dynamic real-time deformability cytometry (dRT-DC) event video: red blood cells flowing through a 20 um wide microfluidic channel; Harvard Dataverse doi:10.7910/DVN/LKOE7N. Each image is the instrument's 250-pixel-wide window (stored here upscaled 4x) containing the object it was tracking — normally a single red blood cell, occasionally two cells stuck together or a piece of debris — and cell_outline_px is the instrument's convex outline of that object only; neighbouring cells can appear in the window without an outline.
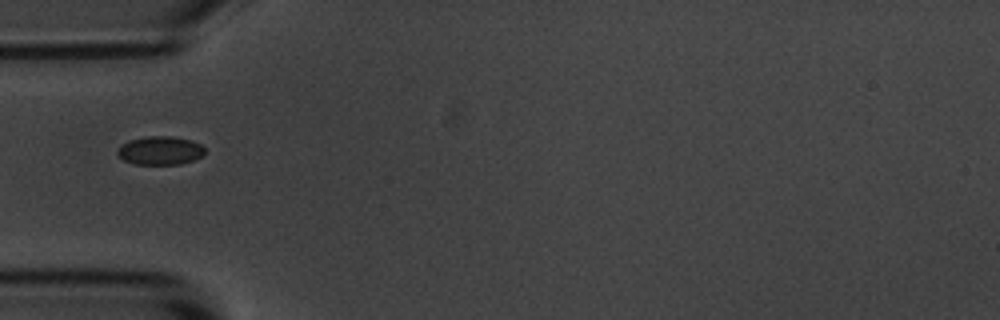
{"species": "common noctule bat (a hibernating species)", "species_latin": "Nyctalus noctula", "temperature_condition": "room temperature", "stored_images_in_passage": 39, "camera_frame_rate_fps": 3000, "um_per_image_px": 0.085, "animal": {"sex": "male", "body_mass_g": 20.1, "forearm_length_mm": 53.5}, "frame": {"image": 1, "passage_image": 1, "time_ms": 0.0, "image_size_px": [1000, 320], "cell_outline_px": [[204, 156], [180, 164], [136, 164], [124, 160], [116, 152], [124, 144], [132, 140], [148, 136], [172, 136], [192, 140], [200, 144], [204, 148]], "centroid_in_image_um": [13.67, 12.8], "position_along_channel_um": 71.3, "area_um2": 14.28}}
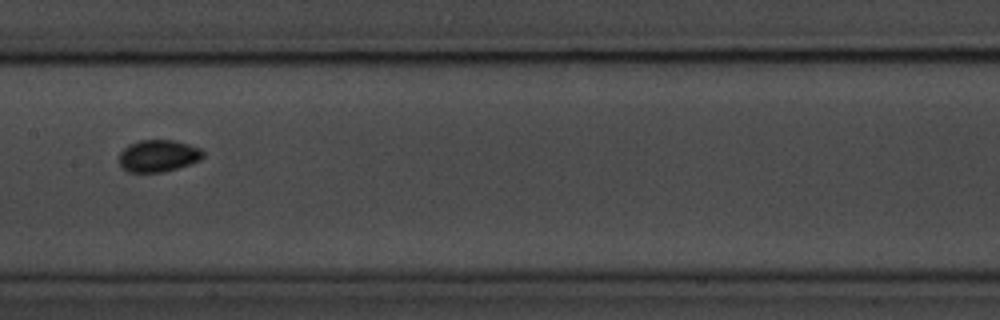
{"frame": {"image": 2, "passage_image": 11, "time_ms": 3.333, "image_size_px": [1000, 320], "cell_outline_px": [[204, 156], [200, 160], [192, 164], [164, 172], [128, 172], [120, 164], [120, 152], [128, 144], [140, 140], [172, 140], [188, 144], [200, 148], [204, 152]], "centroid_in_image_um": [13.48, 13.25], "position_along_channel_um": 193.9, "area_um2": 15.72}}
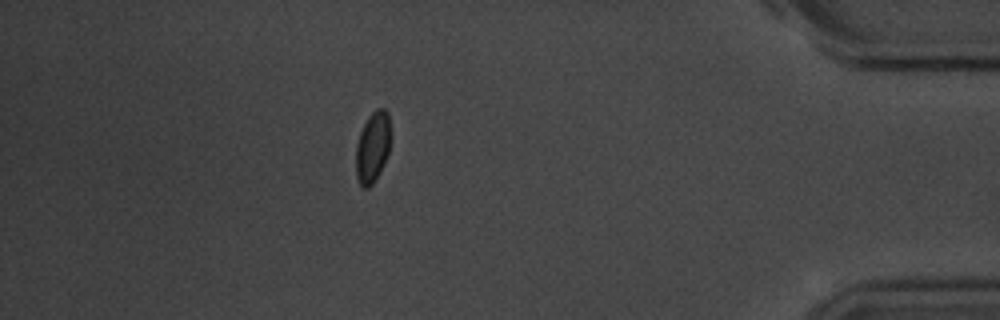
{"frame": {"image": 3, "passage_image": 32, "time_ms": 10.333, "image_size_px": [1000, 320], "cell_outline_px": [[392, 136], [388, 152], [372, 184], [368, 188], [364, 188], [360, 184], [356, 176], [356, 144], [360, 132], [368, 116], [376, 108], [384, 108], [388, 112]], "centroid_in_image_um": [31.68, 12.44], "position_along_channel_um": 403.5, "area_um2": 14.33}}